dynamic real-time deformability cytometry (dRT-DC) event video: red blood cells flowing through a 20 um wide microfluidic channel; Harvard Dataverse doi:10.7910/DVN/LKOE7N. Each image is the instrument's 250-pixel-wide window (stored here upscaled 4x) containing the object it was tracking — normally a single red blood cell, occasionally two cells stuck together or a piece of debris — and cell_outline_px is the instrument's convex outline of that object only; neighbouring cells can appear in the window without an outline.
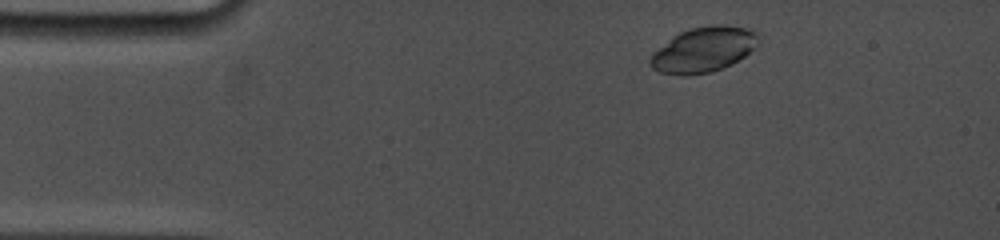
{"species": "common noctule bat (a hibernating species)", "species_latin": "Nyctalus noctula", "temperature_condition": "cold", "stored_images_in_passage": 23, "camera_frame_rate_fps": 5000, "um_per_image_px": 0.085, "animal": {"sex": "female", "body_mass_g": 19.0, "forearm_length_mm": 53.3}, "frame": {"image": 1, "passage_image": 3, "time_ms": 0.8, "image_size_px": [1000, 240], "cell_outline_px": [[760, 44], [744, 56], [732, 64], [724, 68], [712, 72], [684, 76], [680, 76], [660, 72], [652, 68], [648, 64], [648, 60], [652, 52], [672, 36], [688, 28], [712, 24], [724, 24], [744, 28], [760, 32]], "centroid_in_image_um": [59.8, 4.21], "position_along_channel_um": 25.2, "area_um2": 29.19}}
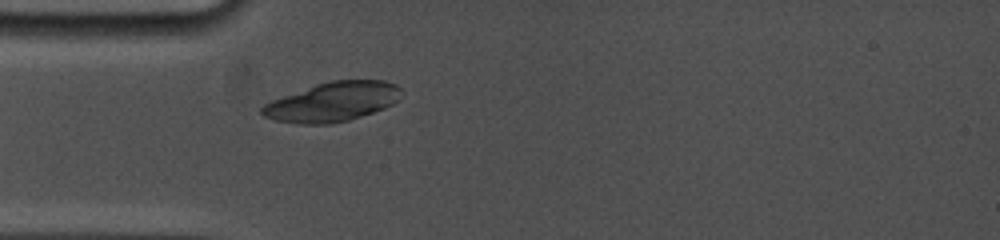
{"frame": {"image": 2, "passage_image": 9, "time_ms": 3.2, "image_size_px": [1000, 240], "cell_outline_px": [[404, 92], [400, 100], [384, 108], [348, 120], [328, 124], [300, 124], [276, 120], [264, 116], [260, 112], [260, 108], [264, 104], [272, 100], [316, 84], [332, 80], [384, 80], [396, 84]], "centroid_in_image_um": [28.3, 8.64], "position_along_channel_um": 56.7, "area_um2": 31.91}}
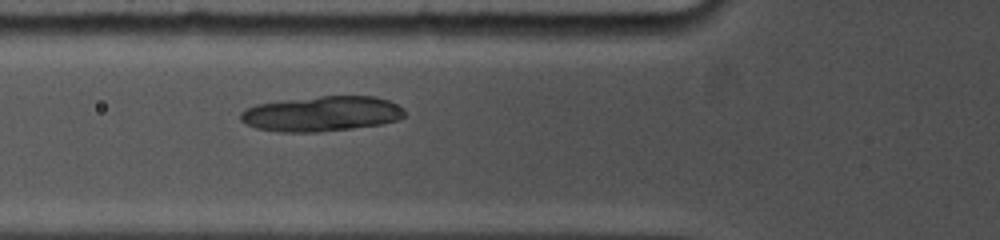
{"frame": {"image": 3, "passage_image": 12, "time_ms": 4.4, "image_size_px": [1000, 240], "cell_outline_px": [[404, 116], [400, 120], [380, 124], [352, 128], [320, 132], [280, 132], [256, 128], [244, 124], [240, 120], [240, 112], [256, 104], [320, 96], [372, 96], [388, 100], [404, 108]], "centroid_in_image_um": [27.34, 9.68], "position_along_channel_um": 98.5, "area_um2": 33.58}}